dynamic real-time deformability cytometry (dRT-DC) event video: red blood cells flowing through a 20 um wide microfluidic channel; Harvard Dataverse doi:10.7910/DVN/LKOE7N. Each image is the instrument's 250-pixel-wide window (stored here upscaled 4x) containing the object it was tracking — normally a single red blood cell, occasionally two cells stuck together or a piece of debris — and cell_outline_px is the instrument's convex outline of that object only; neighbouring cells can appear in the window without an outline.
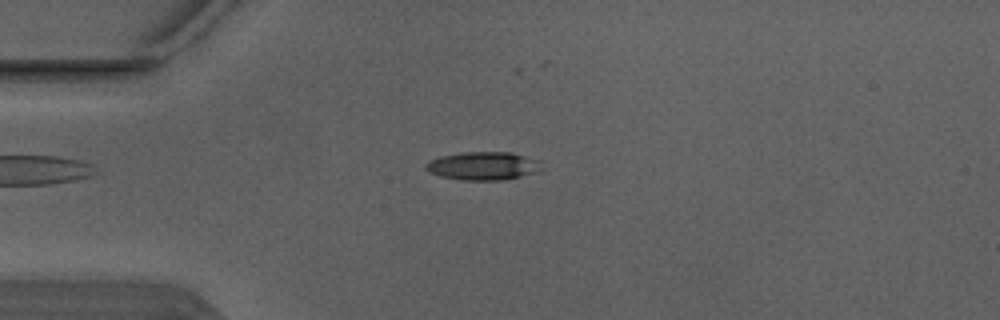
{"species": "Egyptian fruit bat (a non-hibernating species)", "species_latin": "Rousettus aegyptiacus", "temperature_condition": "warm", "stored_images_in_passage": 4, "camera_frame_rate_fps": 3000, "um_per_image_px": 0.085, "animal": {"sex": "male"}, "frame": {"image": 1, "passage_image": 2, "time_ms": 0.333, "image_size_px": [1000, 320], "cell_outline_px": [[544, 168], [520, 176], [504, 180], [460, 180], [440, 176], [428, 172], [424, 168], [424, 164], [428, 160], [440, 156], [460, 152], [512, 152], [540, 160]], "centroid_in_image_um": [41.02, 14.09], "position_along_channel_um": 44.0, "area_um2": 19.31}}
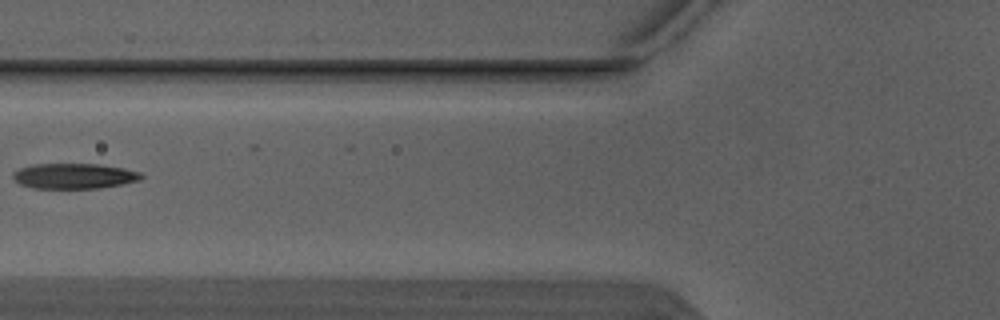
{"frame": {"image": 2, "passage_image": 4, "time_ms": 1.0, "image_size_px": [1000, 320], "cell_outline_px": [[144, 176], [140, 180], [100, 188], [32, 188], [20, 184], [12, 176], [12, 172], [20, 168], [32, 164], [100, 164], [124, 168], [140, 172]], "centroid_in_image_um": [6.29, 14.95], "position_along_channel_um": 119.5, "area_um2": 18.96}}